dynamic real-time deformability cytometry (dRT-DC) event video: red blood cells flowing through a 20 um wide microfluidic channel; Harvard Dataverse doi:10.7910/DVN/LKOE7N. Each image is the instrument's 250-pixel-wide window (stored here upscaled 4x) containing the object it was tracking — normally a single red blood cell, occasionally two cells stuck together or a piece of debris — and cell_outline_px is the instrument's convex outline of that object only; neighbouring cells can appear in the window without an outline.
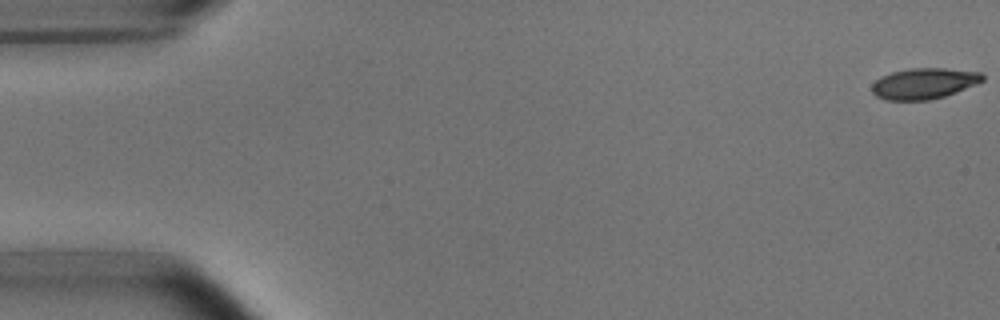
{"species": "common noctule bat (a hibernating species)", "species_latin": "Nyctalus noctula", "temperature_condition": "room temperature", "stored_images_in_passage": 53, "camera_frame_rate_fps": 3000, "um_per_image_px": 0.085, "animal": {"sex": "male", "body_mass_g": 15.6}, "frame": {"image": 1, "passage_image": 1, "time_ms": 0.0, "image_size_px": [1000, 320], "cell_outline_px": [[984, 80], [976, 84], [956, 92], [944, 96], [928, 100], [884, 100], [876, 96], [872, 92], [872, 84], [880, 76], [892, 72], [912, 68], [944, 68], [980, 72], [984, 76]], "centroid_in_image_um": [78.52, 7.09], "position_along_channel_um": 6.5, "area_um2": 19.88}}
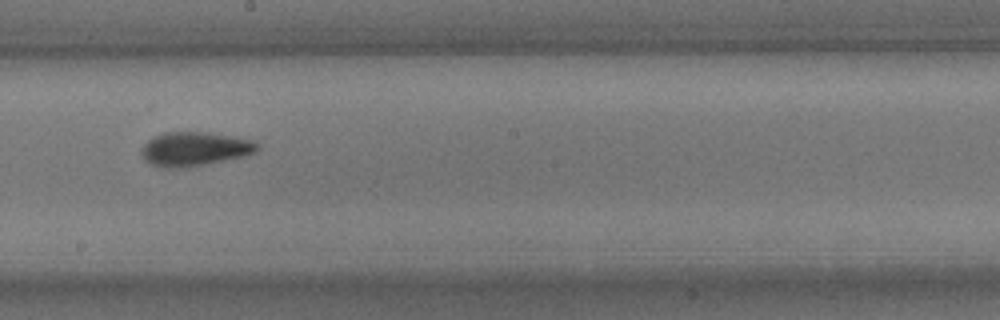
{"frame": {"image": 2, "passage_image": 30, "time_ms": 9.667, "image_size_px": [1000, 320], "cell_outline_px": [[260, 148], [256, 152], [244, 156], [204, 164], [180, 168], [160, 168], [144, 160], [140, 152], [140, 148], [148, 140], [164, 132], [208, 132], [236, 136], [252, 140], [260, 144]], "centroid_in_image_um": [16.55, 12.65], "position_along_channel_um": 231.7, "area_um2": 23.18}}
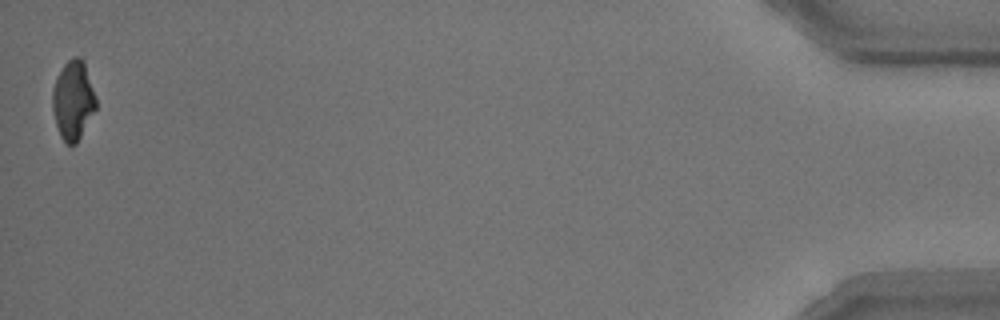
{"frame": {"image": 3, "passage_image": 53, "time_ms": 17.333, "image_size_px": [1000, 320], "cell_outline_px": [[96, 108], [76, 144], [68, 144], [60, 136], [56, 124], [52, 108], [52, 92], [56, 80], [64, 64], [72, 56], [80, 56], [84, 60], [96, 96]], "centroid_in_image_um": [6.22, 8.48], "position_along_channel_um": 429.0, "area_um2": 19.94}, "authors_computed_cell_mechanics": {"area_um2": 21.2126, "velocity_mm_per_s": 3.7687, "shape_relaxation_time_tau1_ms": 3.4736, "shape_relaxation_time_tau2_ms": 1.6165, "deformation_change_tau1": 0.1395, "deformation_change_tau2": 0.0731}}